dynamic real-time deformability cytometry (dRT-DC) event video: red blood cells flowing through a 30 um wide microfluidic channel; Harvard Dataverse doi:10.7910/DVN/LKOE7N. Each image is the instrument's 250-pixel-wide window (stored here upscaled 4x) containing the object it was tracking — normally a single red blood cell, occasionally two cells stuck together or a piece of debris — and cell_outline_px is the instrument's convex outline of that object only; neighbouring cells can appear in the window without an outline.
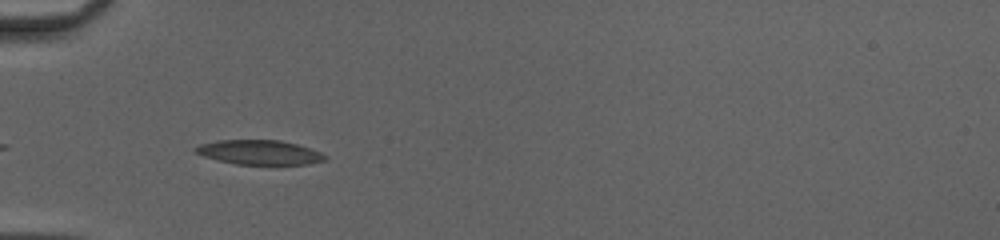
{"species": "common noctule bat (a hibernating species)", "species_latin": "Nyctalus noctula", "temperature_condition": "cold", "stored_images_in_passage": 35, "camera_frame_rate_fps": 3000, "um_per_image_px": 0.085, "animal": {"sex": "female", "body_mass_g": 20.0, "forearm_length_mm": 54.0}, "frame": {"image": 1, "passage_image": 2, "time_ms": 0.333, "image_size_px": [1000, 240], "cell_outline_px": [[328, 156], [324, 160], [308, 164], [236, 164], [204, 156], [192, 152], [192, 148], [200, 144], [220, 140], [280, 140], [296, 144], [320, 152]], "centroid_in_image_um": [22.01, 12.94], "position_along_channel_um": 63.0, "area_um2": 18.32}}
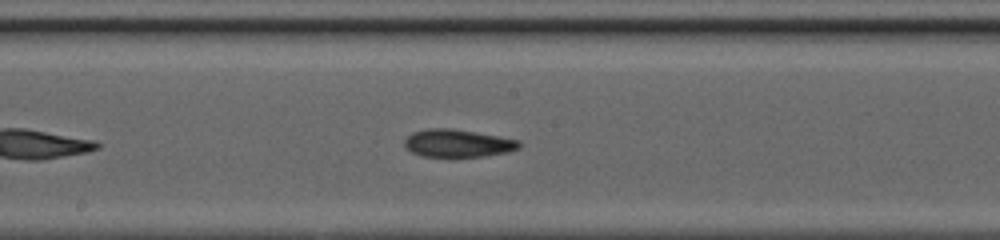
{"frame": {"image": 2, "passage_image": 13, "time_ms": 4.0, "image_size_px": [1000, 240], "cell_outline_px": [[520, 148], [508, 152], [484, 156], [456, 160], [452, 160], [420, 156], [412, 152], [404, 144], [404, 140], [412, 132], [428, 128], [452, 128], [476, 132], [520, 140]], "centroid_in_image_um": [38.89, 12.23], "position_along_channel_um": 209.3, "area_um2": 19.42}}
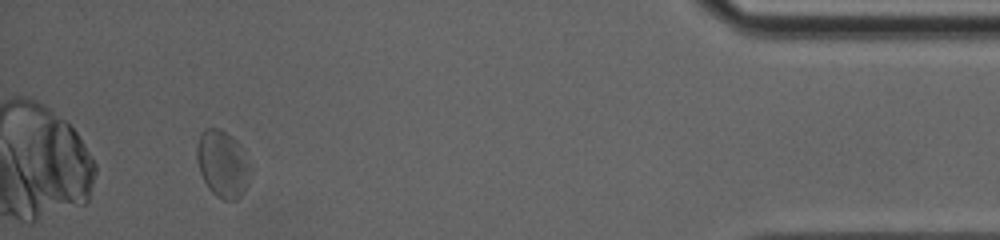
{"frame": {"image": 3, "passage_image": 32, "time_ms": 10.333, "image_size_px": [1000, 240], "cell_outline_px": [[252, 172], [244, 192], [236, 200], [224, 200], [216, 196], [208, 188], [200, 172], [196, 160], [196, 144], [200, 132], [204, 128], [220, 128], [232, 136], [236, 140], [252, 168]], "centroid_in_image_um": [18.9, 13.92], "position_along_channel_um": 416.3, "area_um2": 21.15}, "authors_computed_cell_mechanics": {"area_um2": 19.2474, "velocity_mm_per_s": 4.1532, "shape_relaxation_time_tau1_ms": null, "shape_relaxation_time_tau2_ms": 4.4974, "deformation_change_tau1": null, "deformation_change_tau2": 0.1334}}